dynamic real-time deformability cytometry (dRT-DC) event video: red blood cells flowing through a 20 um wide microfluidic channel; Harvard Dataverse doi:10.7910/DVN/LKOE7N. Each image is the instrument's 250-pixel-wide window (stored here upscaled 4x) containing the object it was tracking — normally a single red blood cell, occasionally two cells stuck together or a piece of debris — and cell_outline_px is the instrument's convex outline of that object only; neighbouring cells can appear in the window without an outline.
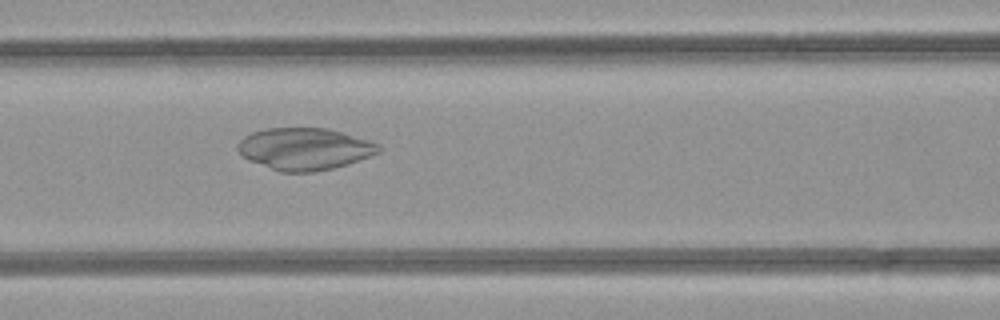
{"species": "common noctule bat (a hibernating species)", "species_latin": "Nyctalus noctula", "temperature_condition": "room temperature", "stored_images_in_passage": 34, "camera_frame_rate_fps": 3000, "um_per_image_px": 0.085, "animal": {"sex": "female", "body_mass_g": 21.9}, "frame": {"image": 1, "passage_image": 6, "time_ms": 1.667, "image_size_px": [1000, 320], "cell_outline_px": [[380, 152], [348, 164], [332, 168], [312, 172], [280, 172], [248, 160], [236, 148], [236, 144], [244, 136], [252, 132], [264, 128], [328, 128], [368, 140], [380, 144]], "centroid_in_image_um": [25.86, 12.65], "position_along_channel_um": 140.7, "area_um2": 34.45}}
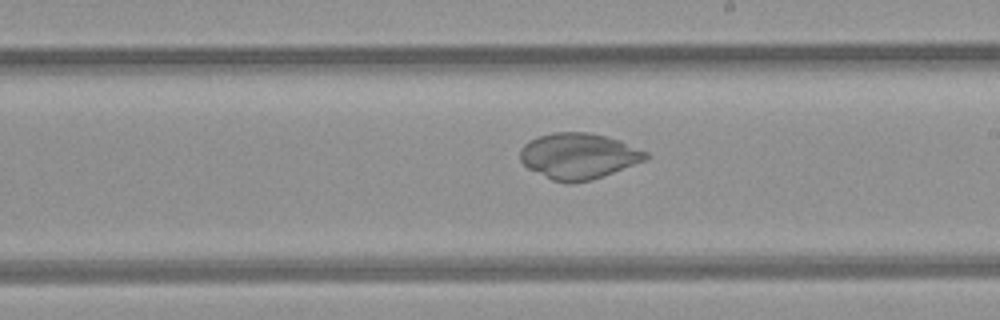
{"frame": {"image": 2, "passage_image": 13, "time_ms": 4.0, "image_size_px": [1000, 320], "cell_outline_px": [[648, 160], [604, 176], [592, 180], [572, 184], [568, 184], [552, 180], [528, 168], [520, 160], [520, 148], [524, 144], [540, 136], [552, 132], [588, 132], [620, 140], [648, 152]], "centroid_in_image_um": [49.2, 13.28], "position_along_channel_um": 239.8, "area_um2": 33.81}}
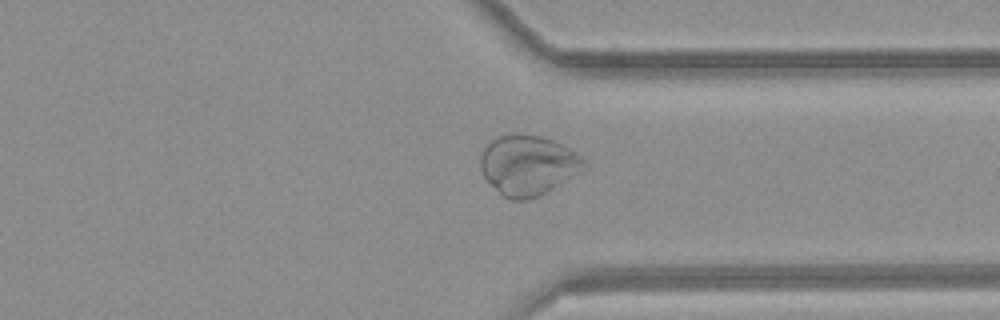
{"frame": {"image": 3, "passage_image": 22, "time_ms": 7.0, "image_size_px": [1000, 320], "cell_outline_px": [[588, 168], [540, 196], [528, 200], [512, 200], [504, 196], [484, 176], [480, 168], [480, 156], [484, 148], [496, 136], [540, 136], [552, 140], [568, 148], [584, 160], [588, 164]], "centroid_in_image_um": [44.91, 14.08], "position_along_channel_um": 366.5, "area_um2": 35.66}}